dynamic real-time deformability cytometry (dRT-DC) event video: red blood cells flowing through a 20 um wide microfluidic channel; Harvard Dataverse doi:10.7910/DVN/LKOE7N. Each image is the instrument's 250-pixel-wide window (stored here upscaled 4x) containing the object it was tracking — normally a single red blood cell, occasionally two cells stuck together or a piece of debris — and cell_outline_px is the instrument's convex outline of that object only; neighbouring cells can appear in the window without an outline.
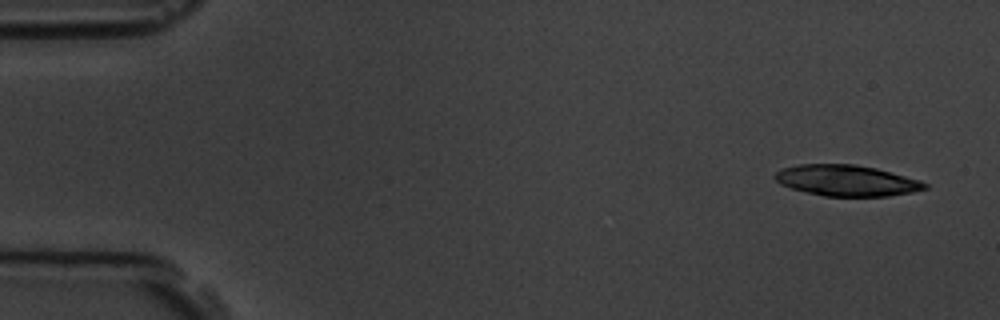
{"species": "common noctule bat (a hibernating species)", "species_latin": "Nyctalus noctula", "temperature_condition": "room temperature", "stored_images_in_passage": 5, "camera_frame_rate_fps": 3000, "um_per_image_px": 0.085, "animal": {"sex": "male", "body_mass_g": 19.5, "forearm_length_mm": 54.6}, "frame": {"image": 1, "passage_image": 1, "time_ms": 0.0, "image_size_px": [1000, 320], "cell_outline_px": [[928, 188], [912, 192], [888, 196], [824, 196], [792, 188], [780, 184], [772, 176], [776, 172], [784, 168], [796, 164], [856, 164], [876, 168], [920, 180], [928, 184]], "centroid_in_image_um": [71.96, 15.34], "position_along_channel_um": 13.0, "area_um2": 26.99}}
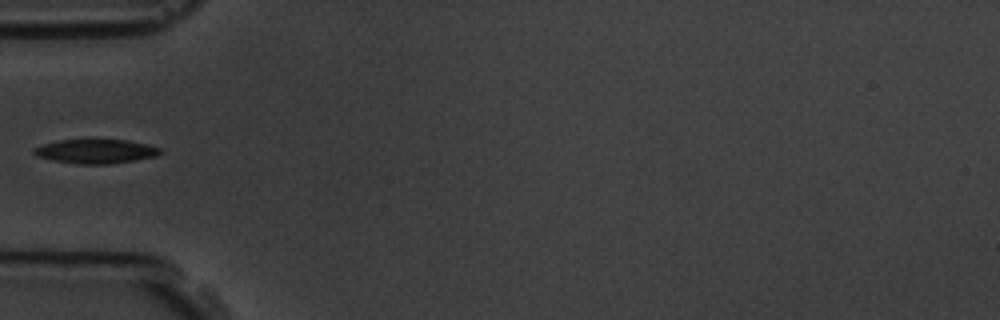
{"frame": {"image": 2, "passage_image": 5, "time_ms": 5.333, "image_size_px": [1000, 320], "cell_outline_px": [[160, 152], [156, 156], [136, 160], [108, 164], [76, 164], [52, 160], [36, 156], [32, 152], [32, 148], [40, 144], [60, 140], [128, 140], [148, 144], [160, 148]], "centroid_in_image_um": [8.08, 12.86], "position_along_channel_um": 76.9, "area_um2": 17.86}}